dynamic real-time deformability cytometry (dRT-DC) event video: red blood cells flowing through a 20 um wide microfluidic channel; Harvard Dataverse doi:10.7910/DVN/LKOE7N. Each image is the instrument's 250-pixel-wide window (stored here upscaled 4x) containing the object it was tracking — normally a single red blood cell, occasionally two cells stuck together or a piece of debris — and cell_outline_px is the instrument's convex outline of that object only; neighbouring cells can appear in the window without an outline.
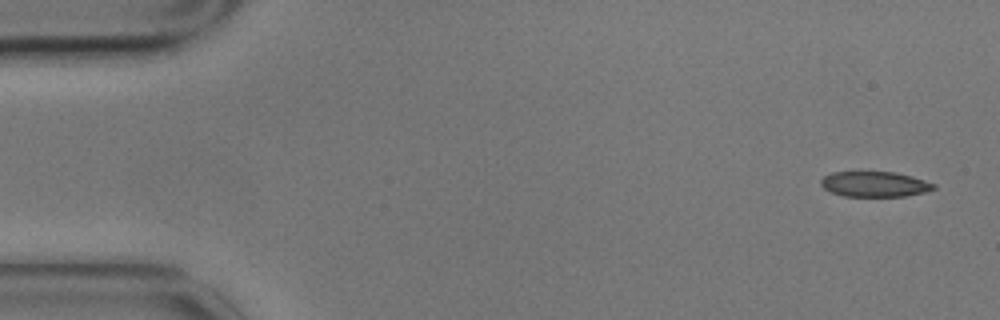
{"species": "common noctule bat (a hibernating species)", "species_latin": "Nyctalus noctula", "temperature_condition": "cold", "stored_images_in_passage": 4, "camera_frame_rate_fps": 3000, "um_per_image_px": 0.085, "animal": {"sex": "male", "body_mass_g": 17.9}, "frame": {"image": 1, "passage_image": 1, "time_ms": 0.0, "image_size_px": [1000, 320], "cell_outline_px": [[936, 188], [924, 192], [904, 196], [844, 196], [832, 192], [824, 188], [820, 184], [820, 180], [824, 176], [832, 172], [896, 172], [912, 176], [936, 184]], "centroid_in_image_um": [74.35, 15.65], "position_along_channel_um": 10.7, "area_um2": 16.59}}
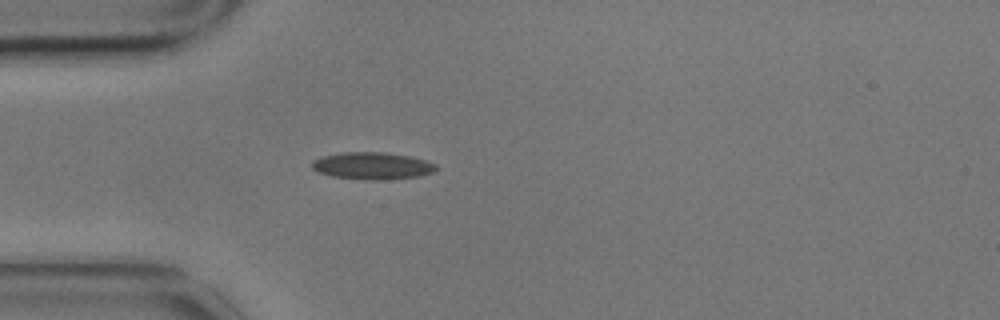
{"frame": {"image": 2, "passage_image": 4, "time_ms": 1.0, "image_size_px": [1000, 320], "cell_outline_px": [[440, 168], [432, 172], [420, 176], [380, 180], [376, 180], [332, 176], [320, 172], [312, 168], [312, 160], [320, 156], [344, 152], [384, 152], [408, 156], [424, 160], [436, 164]], "centroid_in_image_um": [31.65, 14.08], "position_along_channel_um": 53.3, "area_um2": 19.48}}